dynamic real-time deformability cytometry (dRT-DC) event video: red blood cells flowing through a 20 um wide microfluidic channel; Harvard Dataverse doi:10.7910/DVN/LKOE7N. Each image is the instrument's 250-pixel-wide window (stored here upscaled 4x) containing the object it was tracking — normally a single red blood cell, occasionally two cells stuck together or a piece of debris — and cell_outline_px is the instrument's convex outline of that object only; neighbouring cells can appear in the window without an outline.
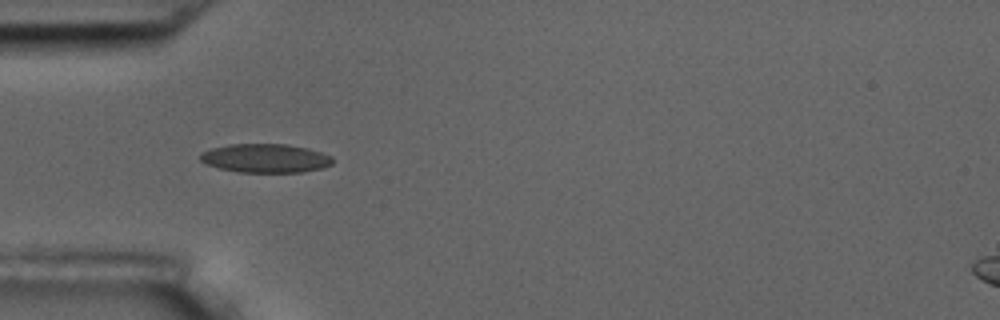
{"species": "common noctule bat (a hibernating species)", "species_latin": "Nyctalus noctula", "temperature_condition": "room temperature", "stored_images_in_passage": 7, "camera_frame_rate_fps": 3000, "um_per_image_px": 0.085, "animal": {"sex": "male", "body_mass_g": 17.5, "forearm_length_mm": 52.3}, "frame": {"image": 1, "passage_image": 2, "time_ms": 1.0, "image_size_px": [1000, 320], "cell_outline_px": [[332, 164], [324, 168], [300, 172], [240, 172], [220, 168], [204, 164], [200, 160], [200, 152], [212, 148], [232, 144], [288, 144], [308, 148], [332, 156]], "centroid_in_image_um": [22.56, 13.45], "position_along_channel_um": 62.4, "area_um2": 22.25}}
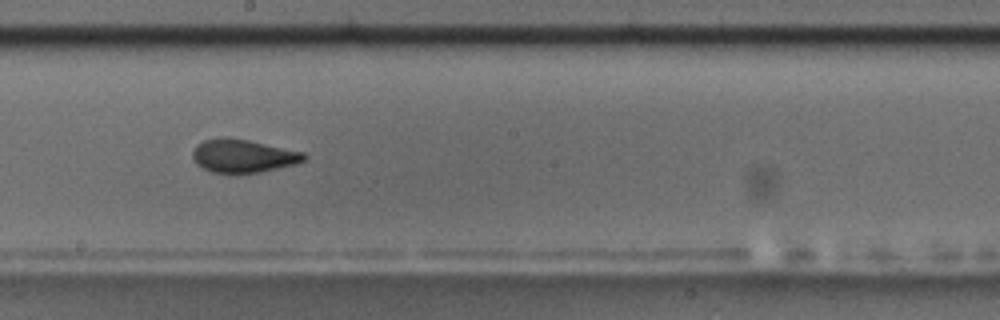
{"frame": {"image": 2, "passage_image": 6, "time_ms": 5.667, "image_size_px": [1000, 320], "cell_outline_px": [[308, 156], [304, 160], [296, 164], [260, 172], [212, 172], [196, 164], [192, 156], [192, 152], [196, 144], [204, 140], [248, 140], [304, 152]], "centroid_in_image_um": [20.7, 13.28], "position_along_channel_um": 227.5, "area_um2": 20.81}}
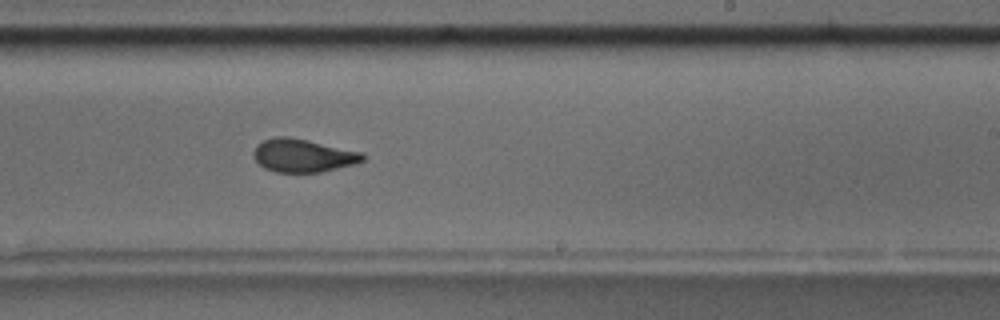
{"frame": {"image": 3, "passage_image": 7, "time_ms": 6.667, "image_size_px": [1000, 320], "cell_outline_px": [[364, 160], [352, 164], [320, 172], [276, 172], [264, 168], [252, 156], [252, 152], [256, 144], [264, 140], [276, 136], [288, 136], [308, 140], [364, 152]], "centroid_in_image_um": [25.72, 13.2], "position_along_channel_um": 263.3, "area_um2": 21.1}}